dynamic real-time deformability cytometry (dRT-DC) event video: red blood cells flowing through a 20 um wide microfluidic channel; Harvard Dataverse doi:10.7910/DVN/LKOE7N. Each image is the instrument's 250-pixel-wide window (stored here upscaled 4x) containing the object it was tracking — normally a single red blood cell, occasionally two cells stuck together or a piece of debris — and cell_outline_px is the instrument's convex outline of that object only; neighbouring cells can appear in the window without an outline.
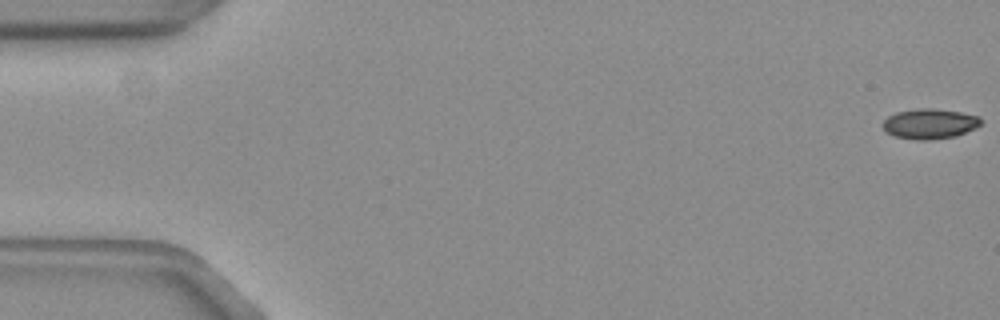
{"species": "common noctule bat (a hibernating species)", "species_latin": "Nyctalus noctula", "temperature_condition": "warm", "stored_images_in_passage": 19, "camera_frame_rate_fps": 3000, "um_per_image_px": 0.085, "animal": {"sex": "female", "body_mass_g": 19.3, "forearm_length_mm": 54.1}, "frame": {"image": 1, "passage_image": 1, "time_ms": 0.0, "image_size_px": [1000, 320], "cell_outline_px": [[984, 120], [976, 128], [956, 136], [928, 140], [916, 140], [896, 136], [888, 132], [884, 128], [884, 120], [888, 116], [896, 112], [916, 108], [932, 108], [960, 112], [980, 116]], "centroid_in_image_um": [79.07, 10.51], "position_along_channel_um": 5.9, "area_um2": 17.22}}
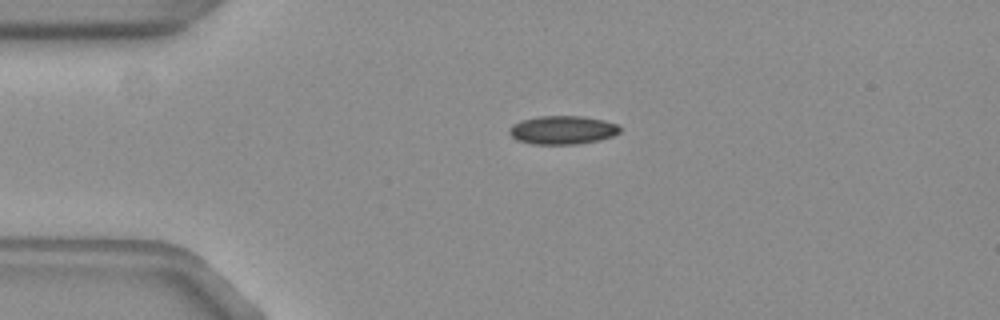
{"frame": {"image": 2, "passage_image": 13, "time_ms": 4.0, "image_size_px": [1000, 320], "cell_outline_px": [[620, 132], [612, 136], [596, 140], [572, 144], [536, 144], [520, 140], [512, 136], [508, 132], [508, 128], [512, 124], [520, 120], [536, 116], [584, 116], [604, 120], [616, 124], [620, 128]], "centroid_in_image_um": [47.78, 11.03], "position_along_channel_um": 37.2, "area_um2": 18.21}}
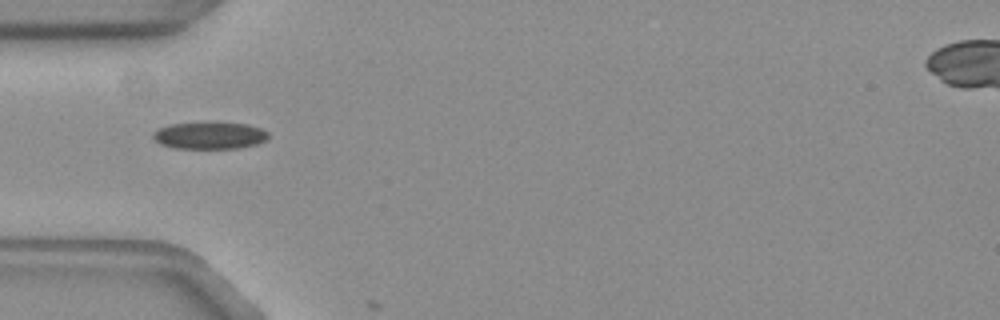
{"frame": {"image": 3, "passage_image": 18, "time_ms": 5.667, "image_size_px": [1000, 320], "cell_outline_px": [[268, 140], [256, 144], [240, 148], [176, 148], [160, 144], [152, 136], [152, 132], [160, 128], [172, 124], [208, 120], [212, 120], [248, 124], [260, 128], [268, 132]], "centroid_in_image_um": [17.84, 11.48], "position_along_channel_um": 67.2, "area_um2": 18.79}}